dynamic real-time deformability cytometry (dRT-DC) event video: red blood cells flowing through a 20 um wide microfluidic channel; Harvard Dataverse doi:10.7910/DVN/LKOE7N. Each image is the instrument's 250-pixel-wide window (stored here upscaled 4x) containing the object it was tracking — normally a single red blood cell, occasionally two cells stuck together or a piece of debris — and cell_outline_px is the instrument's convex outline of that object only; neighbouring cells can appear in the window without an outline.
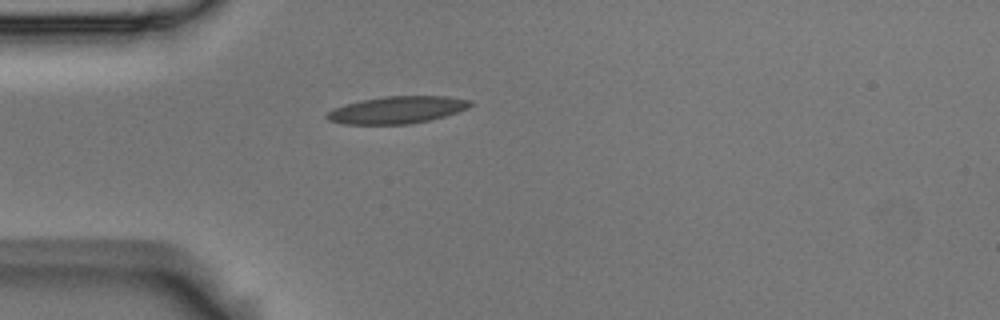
{"species": "Egyptian fruit bat (a non-hibernating species)", "species_latin": "Rousettus aegyptiacus", "temperature_condition": "room temperature", "stored_images_in_passage": 1, "camera_frame_rate_fps": 3000, "um_per_image_px": 0.085, "animal": {"sex": "male"}, "frame": {"image": 1, "passage_image": 1, "time_ms": 0.0, "image_size_px": [1000, 320], "cell_outline_px": [[472, 104], [468, 108], [444, 116], [428, 120], [408, 124], [344, 124], [328, 120], [324, 116], [328, 112], [336, 108], [360, 100], [384, 96], [448, 96], [472, 100]], "centroid_in_image_um": [33.77, 9.33], "position_along_channel_um": 51.2, "area_um2": 22.54}}